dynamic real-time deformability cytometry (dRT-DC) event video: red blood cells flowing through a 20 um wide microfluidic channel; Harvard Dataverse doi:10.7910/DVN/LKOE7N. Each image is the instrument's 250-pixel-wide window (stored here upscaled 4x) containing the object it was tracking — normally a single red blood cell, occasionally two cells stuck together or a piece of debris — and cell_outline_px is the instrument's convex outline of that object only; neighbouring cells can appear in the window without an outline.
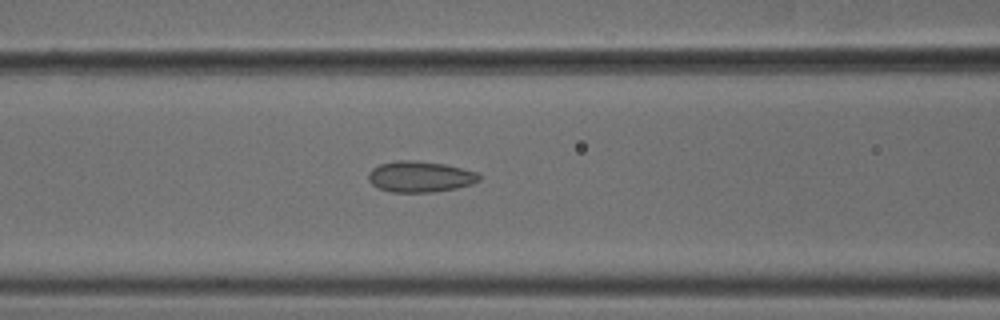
{"species": "common noctule bat (a hibernating species)", "species_latin": "Nyctalus noctula", "temperature_condition": "cold", "stored_images_in_passage": 18, "camera_frame_rate_fps": 3000, "um_per_image_px": 0.085, "animal": {"sex": "male", "body_mass_g": 18.8}, "frame": {"image": 1, "passage_image": 13, "time_ms": 4.0, "image_size_px": [1000, 320], "cell_outline_px": [[480, 180], [472, 184], [456, 188], [432, 192], [392, 192], [380, 188], [372, 184], [368, 180], [368, 172], [372, 168], [380, 164], [396, 160], [416, 160], [444, 164], [476, 172], [480, 176]], "centroid_in_image_um": [35.68, 15.01], "position_along_channel_um": 130.9, "area_um2": 19.94}}
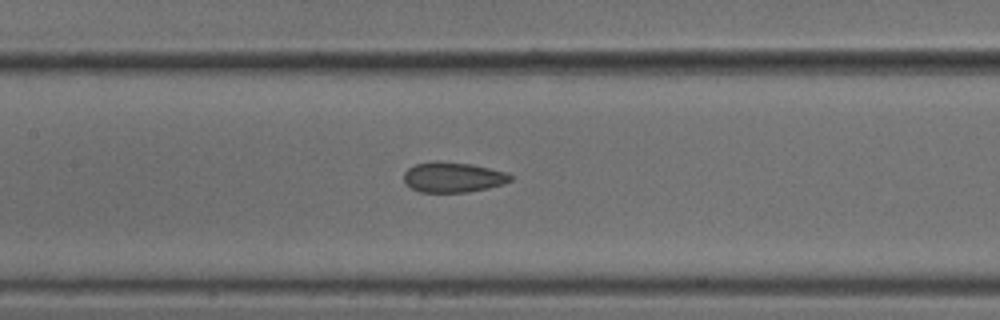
{"frame": {"image": 2, "passage_image": 16, "time_ms": 5.0, "image_size_px": [1000, 320], "cell_outline_px": [[512, 180], [504, 184], [488, 188], [468, 192], [420, 192], [412, 188], [404, 180], [404, 172], [408, 168], [416, 164], [436, 160], [440, 160], [472, 164], [508, 172], [512, 176]], "centroid_in_image_um": [38.53, 15.05], "position_along_channel_um": 168.9, "area_um2": 18.96}}